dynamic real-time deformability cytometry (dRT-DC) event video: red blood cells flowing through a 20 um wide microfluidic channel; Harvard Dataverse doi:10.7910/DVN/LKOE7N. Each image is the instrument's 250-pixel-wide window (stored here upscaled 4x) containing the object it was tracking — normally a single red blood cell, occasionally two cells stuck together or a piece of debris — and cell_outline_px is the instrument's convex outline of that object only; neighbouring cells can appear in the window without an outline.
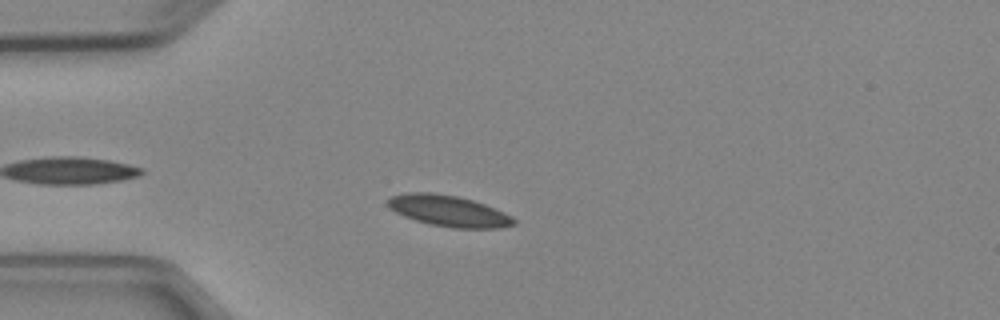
{"species": "Egyptian fruit bat (a non-hibernating species)", "species_latin": "Rousettus aegyptiacus", "temperature_condition": "cold", "stored_images_in_passage": 4, "camera_frame_rate_fps": 3000, "um_per_image_px": 0.085, "animal": {"sex": "female"}, "frame": {"image": 1, "passage_image": 4, "time_ms": 3.333, "image_size_px": [1000, 320], "cell_outline_px": [[516, 224], [500, 228], [452, 228], [428, 224], [404, 216], [388, 208], [384, 204], [384, 200], [388, 196], [404, 192], [432, 192], [456, 196], [472, 200], [484, 204], [504, 212], [512, 216], [516, 220]], "centroid_in_image_um": [38.06, 17.92], "position_along_channel_um": 46.9, "area_um2": 23.24}}